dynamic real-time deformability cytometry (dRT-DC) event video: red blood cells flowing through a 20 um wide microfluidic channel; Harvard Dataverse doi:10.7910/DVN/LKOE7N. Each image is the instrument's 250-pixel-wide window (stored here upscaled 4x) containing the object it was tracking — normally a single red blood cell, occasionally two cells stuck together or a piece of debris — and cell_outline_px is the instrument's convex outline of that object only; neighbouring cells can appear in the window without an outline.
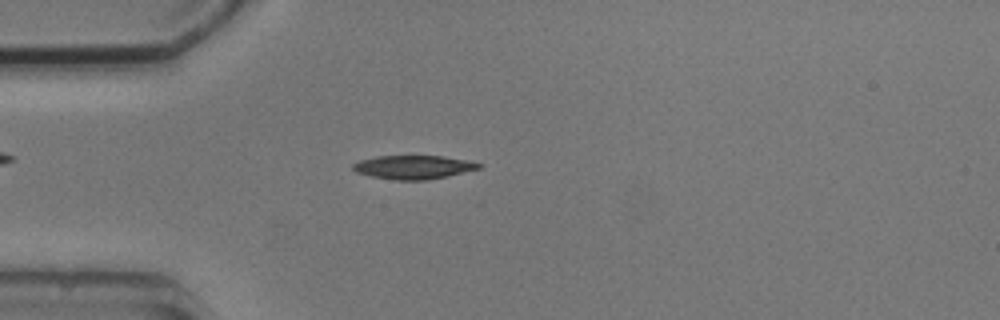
{"species": "common noctule bat (a hibernating species)", "species_latin": "Nyctalus noctula", "temperature_condition": "cold", "stored_images_in_passage": 4, "camera_frame_rate_fps": 3000, "um_per_image_px": 0.085, "animal": {"sex": "male", "body_mass_g": 20.5, "forearm_length_mm": 52.5}, "frame": {"image": 1, "passage_image": 3, "time_ms": 3.333, "image_size_px": [1000, 320], "cell_outline_px": [[484, 164], [480, 168], [448, 176], [428, 180], [396, 180], [372, 176], [356, 172], [352, 168], [352, 164], [360, 160], [376, 156], [444, 156]], "centroid_in_image_um": [35.14, 14.21], "position_along_channel_um": 49.9, "area_um2": 17.28}}